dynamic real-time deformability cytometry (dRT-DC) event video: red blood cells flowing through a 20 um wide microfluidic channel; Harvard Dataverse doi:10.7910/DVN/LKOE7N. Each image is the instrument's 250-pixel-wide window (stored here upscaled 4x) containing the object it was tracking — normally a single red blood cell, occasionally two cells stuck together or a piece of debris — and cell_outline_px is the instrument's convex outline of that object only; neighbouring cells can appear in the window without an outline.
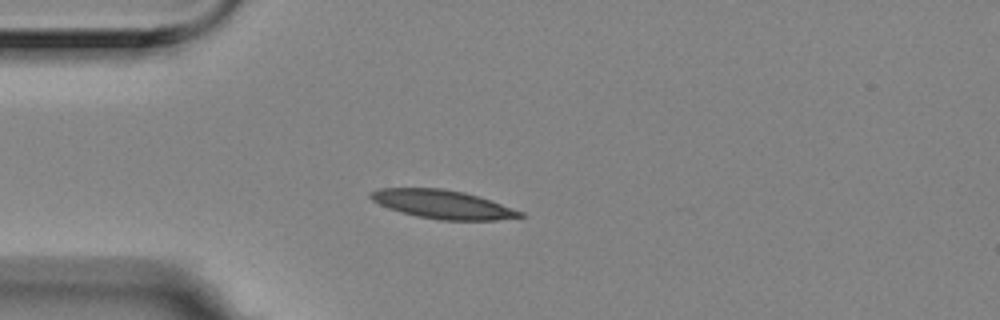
{"species": "Egyptian fruit bat (a non-hibernating species)", "species_latin": "Rousettus aegyptiacus", "temperature_condition": "room temperature", "stored_images_in_passage": 1, "camera_frame_rate_fps": 3000, "um_per_image_px": 0.085, "animal": {"sex": "female"}, "frame": {"image": 1, "passage_image": 1, "time_ms": 0.0, "image_size_px": [1000, 320], "cell_outline_px": [[524, 216], [496, 220], [440, 220], [416, 216], [400, 212], [388, 208], [372, 200], [368, 196], [368, 192], [380, 188], [444, 188], [464, 192], [524, 212]], "centroid_in_image_um": [37.56, 17.36], "position_along_channel_um": 47.4, "area_um2": 24.74}}